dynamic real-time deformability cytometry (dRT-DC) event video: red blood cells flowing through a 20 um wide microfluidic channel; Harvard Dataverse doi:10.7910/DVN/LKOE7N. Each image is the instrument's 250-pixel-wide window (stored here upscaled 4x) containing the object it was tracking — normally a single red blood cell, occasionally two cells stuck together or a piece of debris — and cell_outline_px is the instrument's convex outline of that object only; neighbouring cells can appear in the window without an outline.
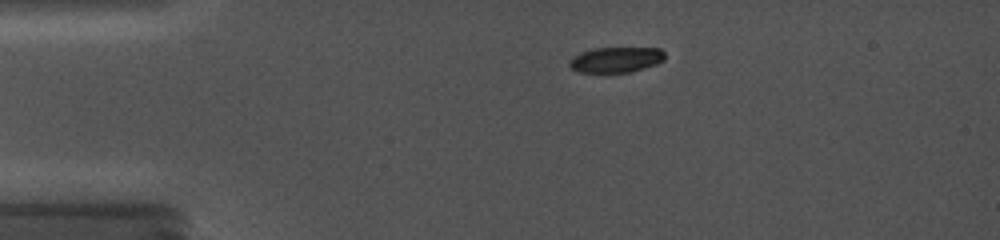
{"species": "common noctule bat (a hibernating species)", "species_latin": "Nyctalus noctula", "temperature_condition": "cold", "stored_images_in_passage": 32, "camera_frame_rate_fps": 5000, "um_per_image_px": 0.085, "animal": {"sex": "female", "body_mass_g": 19.0, "forearm_length_mm": 56.7}, "frame": {"image": 1, "passage_image": 8, "time_ms": 3.0, "image_size_px": [1000, 240], "cell_outline_px": [[664, 60], [656, 64], [632, 72], [580, 72], [572, 68], [568, 64], [572, 56], [580, 52], [596, 48], [660, 48], [664, 52]], "centroid_in_image_um": [52.36, 5.07], "position_along_channel_um": 32.6, "area_um2": 14.1}}
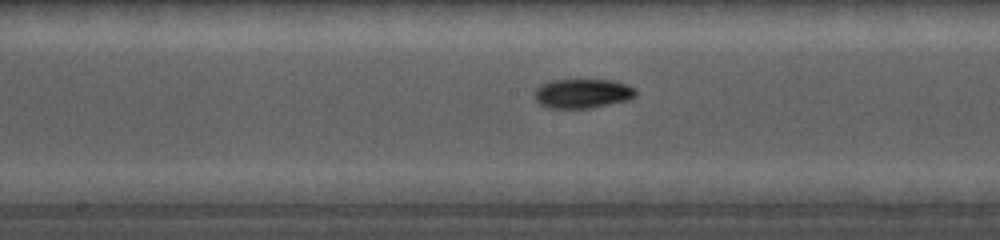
{"frame": {"image": 2, "passage_image": 22, "time_ms": 8.6, "image_size_px": [1000, 240], "cell_outline_px": [[636, 96], [628, 100], [592, 108], [548, 108], [540, 104], [536, 100], [532, 92], [540, 84], [552, 80], [612, 80], [628, 84], [636, 88]], "centroid_in_image_um": [49.51, 7.94], "position_along_channel_um": 198.7, "area_um2": 17.57}}
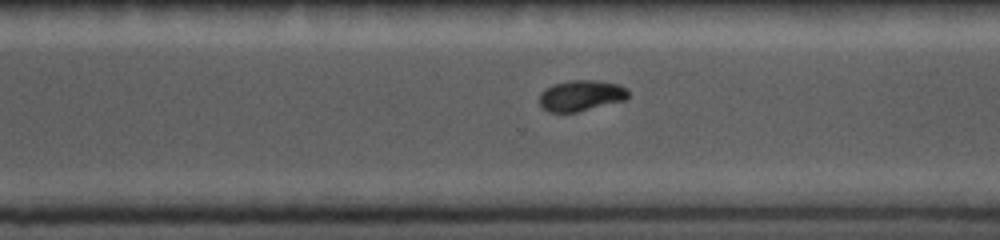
{"frame": {"image": 3, "passage_image": 29, "time_ms": 11.8, "image_size_px": [1000, 240], "cell_outline_px": [[628, 96], [624, 100], [576, 112], [548, 112], [540, 108], [540, 92], [544, 88], [552, 84], [568, 80], [596, 80], [620, 84], [628, 88]], "centroid_in_image_um": [49.35, 8.11], "position_along_channel_um": 321.2, "area_um2": 16.18}}